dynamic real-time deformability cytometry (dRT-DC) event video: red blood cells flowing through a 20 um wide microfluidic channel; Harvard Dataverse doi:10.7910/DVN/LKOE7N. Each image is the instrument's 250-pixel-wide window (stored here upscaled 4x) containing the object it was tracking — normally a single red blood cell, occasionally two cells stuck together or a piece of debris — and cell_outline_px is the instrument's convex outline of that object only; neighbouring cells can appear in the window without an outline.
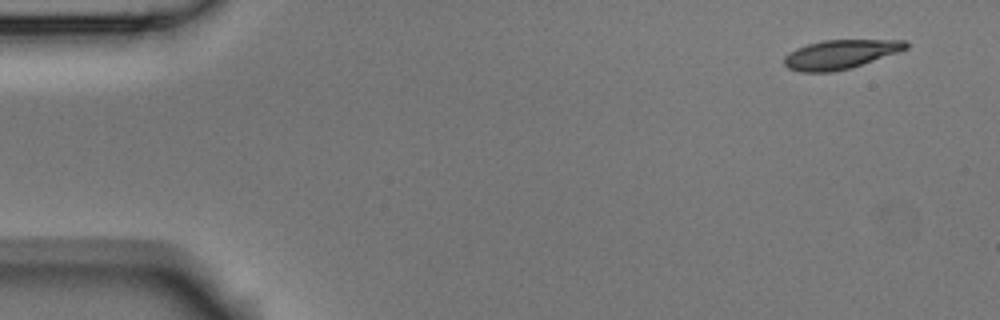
{"species": "Egyptian fruit bat (a non-hibernating species)", "species_latin": "Rousettus aegyptiacus", "temperature_condition": "room temperature", "stored_images_in_passage": 5, "camera_frame_rate_fps": 3000, "um_per_image_px": 0.085, "animal": {"sex": "male"}, "frame": {"image": 1, "passage_image": 1, "time_ms": 0.0, "image_size_px": [1000, 320], "cell_outline_px": [[908, 48], [852, 68], [832, 72], [800, 72], [788, 68], [784, 64], [784, 56], [788, 52], [796, 48], [808, 44], [824, 40], [908, 40]], "centroid_in_image_um": [71.4, 4.62], "position_along_channel_um": 13.6, "area_um2": 20.63}}
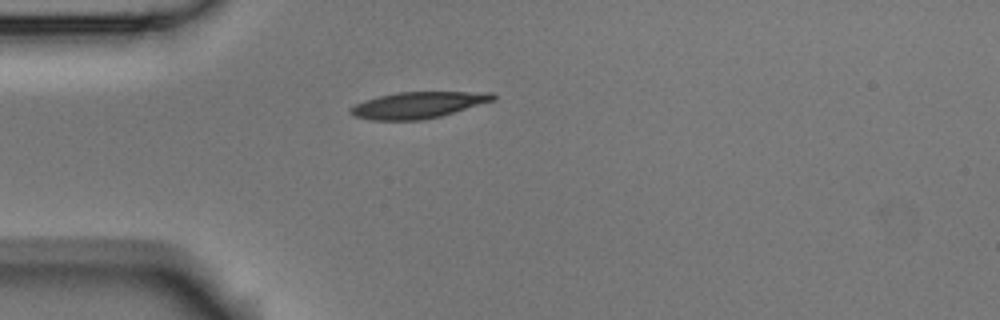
{"frame": {"image": 2, "passage_image": 3, "time_ms": 0.667, "image_size_px": [1000, 320], "cell_outline_px": [[496, 100], [440, 116], [420, 120], [372, 120], [352, 116], [348, 112], [348, 108], [364, 100], [396, 92], [492, 92], [496, 96]], "centroid_in_image_um": [35.51, 8.93], "position_along_channel_um": 49.5, "area_um2": 21.96}}
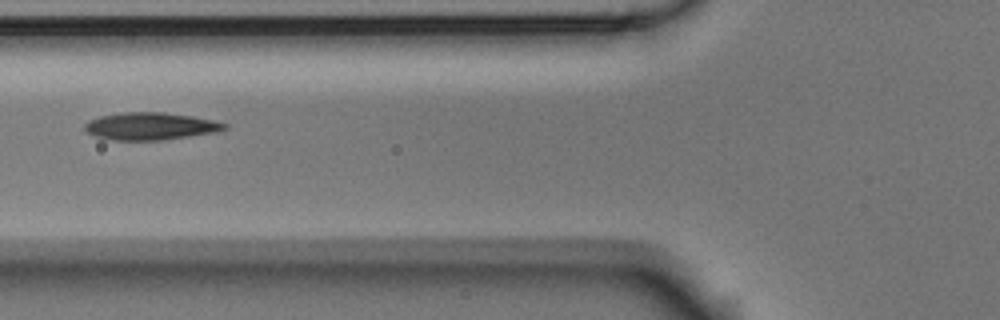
{"frame": {"image": 3, "passage_image": 5, "time_ms": 1.333, "image_size_px": [1000, 320], "cell_outline_px": [[228, 128], [220, 132], [164, 140], [112, 140], [96, 136], [88, 132], [84, 128], [84, 124], [88, 120], [100, 116], [124, 112], [164, 112], [192, 116], [212, 120], [228, 124]], "centroid_in_image_um": [12.83, 10.73], "position_along_channel_um": 113.0, "area_um2": 22.48}}